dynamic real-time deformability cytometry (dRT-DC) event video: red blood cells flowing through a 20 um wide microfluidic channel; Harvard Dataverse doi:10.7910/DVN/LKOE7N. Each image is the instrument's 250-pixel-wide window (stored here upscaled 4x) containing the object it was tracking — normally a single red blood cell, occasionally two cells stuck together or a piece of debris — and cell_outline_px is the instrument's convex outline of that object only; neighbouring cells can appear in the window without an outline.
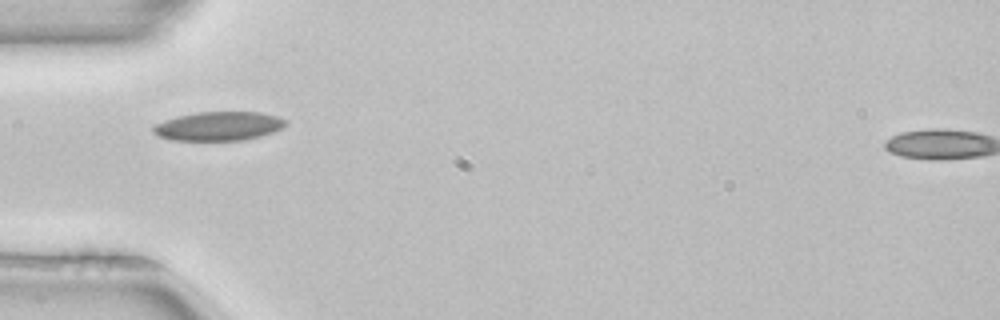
{"species": "common noctule bat (a hibernating species)", "species_latin": "Nyctalus noctula", "temperature_condition": "room temperature", "stored_images_in_passage": 36, "camera_frame_rate_fps": 3000, "um_per_image_px": 0.085, "animal": {"sex": "female", "body_mass_g": 22.7, "forearm_length_mm": 54.2}, "frame": {"image": 1, "passage_image": 1, "time_ms": 0.0, "image_size_px": [1000, 320], "cell_outline_px": [[288, 124], [284, 128], [260, 136], [244, 140], [172, 140], [156, 136], [152, 132], [152, 128], [156, 124], [164, 120], [176, 116], [196, 112], [260, 112], [276, 116], [288, 120]], "centroid_in_image_um": [18.59, 10.72], "position_along_channel_um": 66.4, "area_um2": 22.54}}
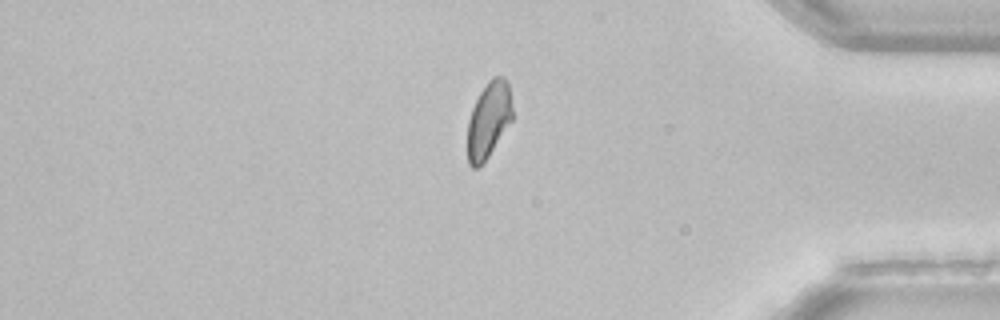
{"frame": {"image": 2, "passage_image": 28, "time_ms": 9.0, "image_size_px": [1000, 320], "cell_outline_px": [[512, 120], [488, 156], [476, 168], [472, 168], [468, 164], [468, 120], [472, 108], [480, 92], [488, 80], [492, 76], [504, 76], [508, 80], [512, 108]], "centroid_in_image_um": [41.54, 10.14], "position_along_channel_um": 393.7, "area_um2": 19.77}}
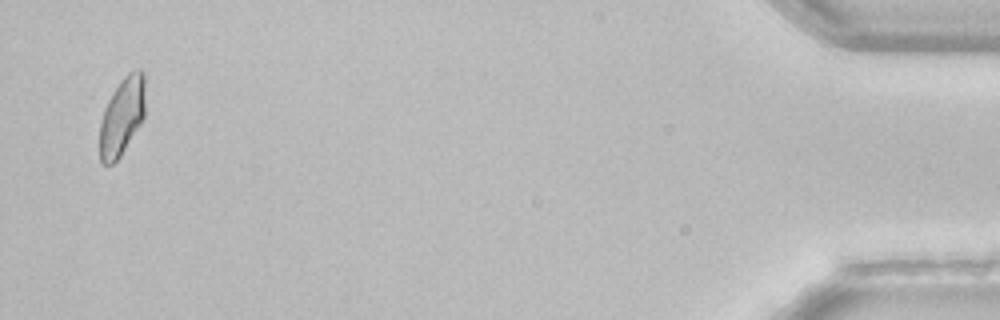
{"frame": {"image": 3, "passage_image": 35, "time_ms": 11.333, "image_size_px": [1000, 320], "cell_outline_px": [[144, 116], [120, 156], [112, 164], [100, 164], [100, 124], [104, 108], [108, 100], [120, 80], [128, 72], [136, 68], [140, 68], [144, 72]], "centroid_in_image_um": [10.36, 9.85], "position_along_channel_um": 424.8, "area_um2": 20.46}, "authors_computed_cell_mechanics": {"area_um2": 20.9814, "velocity_mm_per_s": 3.947, "shape_relaxation_time_tau1_ms": 5.0062, "shape_relaxation_time_tau2_ms": null, "deformation_change_tau1": 0.1023, "deformation_change_tau2": null}}